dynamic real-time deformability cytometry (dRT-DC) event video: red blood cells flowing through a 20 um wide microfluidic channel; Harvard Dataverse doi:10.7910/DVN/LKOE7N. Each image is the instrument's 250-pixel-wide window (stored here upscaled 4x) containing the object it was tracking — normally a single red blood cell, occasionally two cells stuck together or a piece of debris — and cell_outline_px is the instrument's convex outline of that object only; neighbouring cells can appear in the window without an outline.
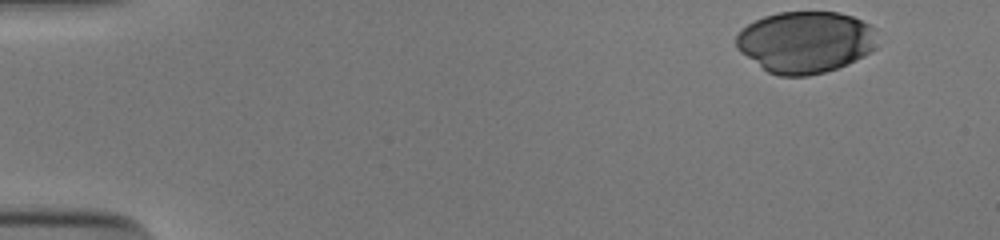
{"species": "human", "species_latin": "Homo sapiens", "temperature_condition": "cold", "stored_images_in_passage": 40, "camera_frame_rate_fps": 3000, "um_per_image_px": 0.085, "donor": {"sex": "male"}, "frame": {"image": 1, "passage_image": 1, "time_ms": 0.0, "image_size_px": [1000, 240], "cell_outline_px": [[876, 28], [872, 48], [864, 56], [848, 64], [824, 72], [808, 76], [780, 76], [768, 72], [740, 52], [736, 48], [736, 36], [748, 24], [764, 16], [780, 12], [836, 12], [852, 16]], "centroid_in_image_um": [68.43, 3.58], "position_along_channel_um": 16.6, "area_um2": 50.34}}
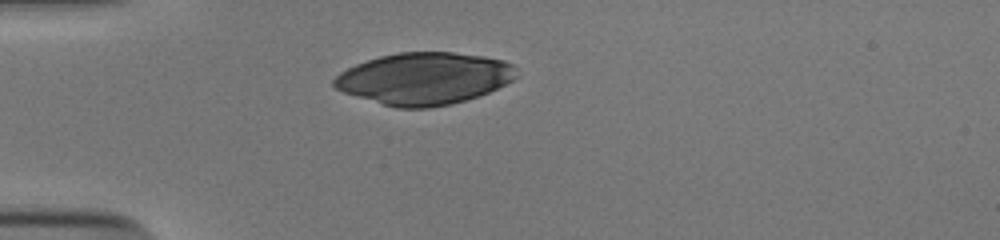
{"frame": {"image": 2, "passage_image": 12, "time_ms": 3.667, "image_size_px": [1000, 240], "cell_outline_px": [[516, 76], [512, 80], [480, 96], [448, 104], [428, 108], [396, 108], [344, 92], [336, 88], [332, 84], [332, 80], [340, 72], [356, 64], [380, 56], [400, 52], [452, 52], [484, 56], [504, 60], [512, 64]], "centroid_in_image_um": [36.05, 6.67], "position_along_channel_um": 49.0, "area_um2": 54.79}}